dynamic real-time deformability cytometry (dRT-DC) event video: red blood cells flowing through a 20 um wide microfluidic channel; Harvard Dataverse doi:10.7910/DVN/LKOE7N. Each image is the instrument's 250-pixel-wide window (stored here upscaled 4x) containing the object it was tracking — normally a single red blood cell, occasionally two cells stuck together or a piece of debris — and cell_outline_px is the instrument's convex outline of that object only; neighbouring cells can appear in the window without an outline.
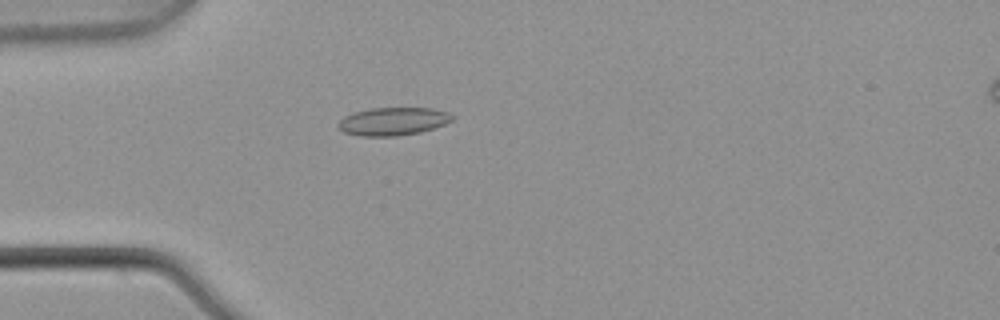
{"species": "common noctule bat (a hibernating species)", "species_latin": "Nyctalus noctula", "temperature_condition": "warm", "stored_images_in_passage": 3, "camera_frame_rate_fps": 3000, "um_per_image_px": 0.085, "animal": {"sex": "male", "body_mass_g": 21.5, "forearm_length_mm": 52.0}, "frame": {"image": 1, "passage_image": 3, "time_ms": 0.667, "image_size_px": [1000, 320], "cell_outline_px": [[452, 120], [444, 124], [420, 132], [396, 136], [360, 136], [344, 132], [336, 128], [336, 124], [344, 116], [352, 112], [372, 108], [432, 108], [448, 112], [452, 116]], "centroid_in_image_um": [33.34, 10.31], "position_along_channel_um": 51.7, "area_um2": 18.61}}